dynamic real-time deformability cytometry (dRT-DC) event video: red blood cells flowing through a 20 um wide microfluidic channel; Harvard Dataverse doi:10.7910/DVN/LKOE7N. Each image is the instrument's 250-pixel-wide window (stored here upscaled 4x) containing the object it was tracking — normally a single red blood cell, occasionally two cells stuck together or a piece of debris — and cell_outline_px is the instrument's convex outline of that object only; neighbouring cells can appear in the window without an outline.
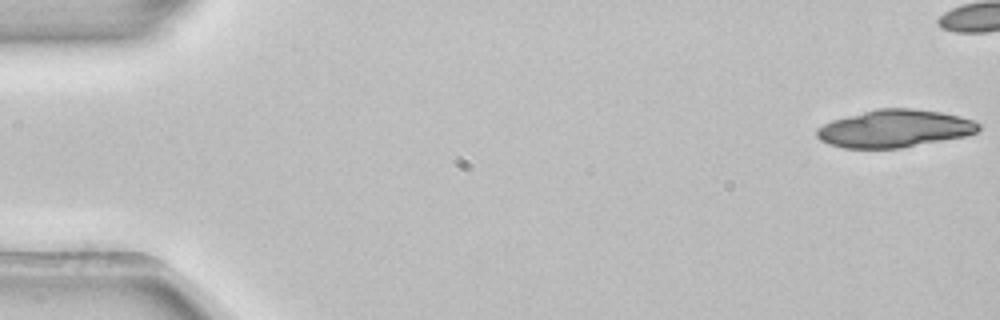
{"species": "common noctule bat (a hibernating species)", "species_latin": "Nyctalus noctula", "temperature_condition": "room temperature", "stored_images_in_passage": 8, "camera_frame_rate_fps": 3000, "um_per_image_px": 0.085, "animal": {"sex": "female", "body_mass_g": 22.7, "forearm_length_mm": 54.2}, "frame": {"image": 1, "passage_image": 1, "time_ms": 0.0, "image_size_px": [1000, 320], "cell_outline_px": [[980, 128], [976, 132], [964, 136], [900, 148], [844, 148], [828, 144], [820, 140], [816, 136], [816, 128], [832, 120], [876, 108], [912, 108], [940, 112], [960, 116], [972, 120], [980, 124]], "centroid_in_image_um": [76.0, 10.92], "position_along_channel_um": 9.0, "area_um2": 35.32}}